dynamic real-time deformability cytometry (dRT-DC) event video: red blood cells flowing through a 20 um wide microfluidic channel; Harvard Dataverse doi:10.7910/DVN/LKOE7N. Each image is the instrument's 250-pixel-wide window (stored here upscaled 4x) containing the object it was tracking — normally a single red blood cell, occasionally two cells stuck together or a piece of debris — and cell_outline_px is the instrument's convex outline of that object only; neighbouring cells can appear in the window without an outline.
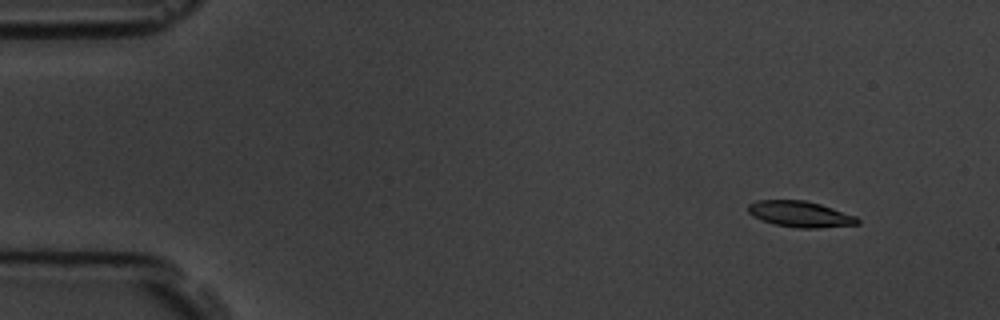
{"species": "common noctule bat (a hibernating species)", "species_latin": "Nyctalus noctula", "temperature_condition": "room temperature", "stored_images_in_passage": 6, "segment_of_instrument_passage": [1, 2], "camera_frame_rate_fps": 3000, "um_per_image_px": 0.085, "animal": {"sex": "male", "body_mass_g": 19.5, "forearm_length_mm": 54.6}, "frame": {"image": 1, "passage_image": 2, "time_ms": 1.0, "image_size_px": [1000, 320], "cell_outline_px": [[860, 224], [816, 228], [800, 228], [776, 224], [752, 216], [748, 212], [748, 204], [756, 200], [804, 200], [820, 204], [856, 216], [860, 220]], "centroid_in_image_um": [68.02, 18.19], "position_along_channel_um": 17.0, "area_um2": 16.42}}
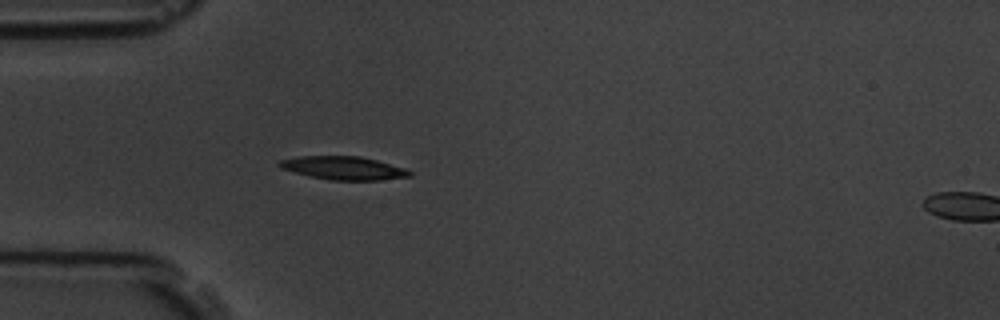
{"frame": {"image": 2, "passage_image": 5, "time_ms": 4.667, "image_size_px": [1000, 320], "cell_outline_px": [[412, 176], [380, 180], [332, 180], [308, 176], [280, 168], [276, 164], [280, 160], [296, 156], [360, 156], [376, 160], [404, 168], [412, 172]], "centroid_in_image_um": [29.16, 14.28], "position_along_channel_um": 55.8, "area_um2": 17.69}}